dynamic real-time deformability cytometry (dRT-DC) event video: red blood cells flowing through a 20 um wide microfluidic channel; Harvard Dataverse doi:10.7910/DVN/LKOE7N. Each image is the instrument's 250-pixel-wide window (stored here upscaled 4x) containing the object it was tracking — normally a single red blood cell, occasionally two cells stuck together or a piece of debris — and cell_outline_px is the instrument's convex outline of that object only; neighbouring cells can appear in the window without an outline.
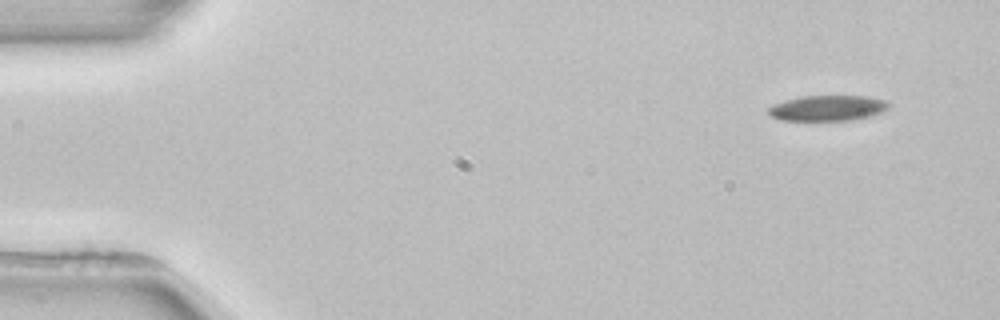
{"species": "common noctule bat (a hibernating species)", "species_latin": "Nyctalus noctula", "temperature_condition": "room temperature", "stored_images_in_passage": 3, "camera_frame_rate_fps": 3000, "um_per_image_px": 0.085, "animal": {"sex": "female", "body_mass_g": 22.7, "forearm_length_mm": 54.2}, "frame": {"image": 1, "passage_image": 1, "time_ms": 0.0, "image_size_px": [1000, 320], "cell_outline_px": [[892, 104], [884, 112], [868, 116], [848, 120], [780, 120], [772, 116], [768, 112], [768, 108], [772, 104], [784, 100], [800, 96], [868, 96], [884, 100]], "centroid_in_image_um": [70.35, 9.17], "position_along_channel_um": 14.7, "area_um2": 17.92}}
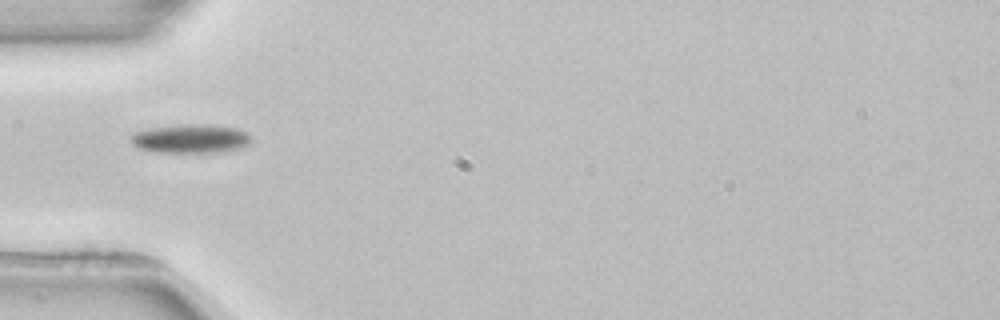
{"frame": {"image": 2, "passage_image": 3, "time_ms": 4.333, "image_size_px": [1000, 320], "cell_outline_px": [[252, 136], [248, 144], [240, 148], [220, 152], [160, 152], [140, 148], [132, 144], [132, 132], [152, 128], [184, 124], [212, 124], [236, 128], [248, 132]], "centroid_in_image_um": [16.26, 11.77], "position_along_channel_um": 68.7, "area_um2": 20.17}}